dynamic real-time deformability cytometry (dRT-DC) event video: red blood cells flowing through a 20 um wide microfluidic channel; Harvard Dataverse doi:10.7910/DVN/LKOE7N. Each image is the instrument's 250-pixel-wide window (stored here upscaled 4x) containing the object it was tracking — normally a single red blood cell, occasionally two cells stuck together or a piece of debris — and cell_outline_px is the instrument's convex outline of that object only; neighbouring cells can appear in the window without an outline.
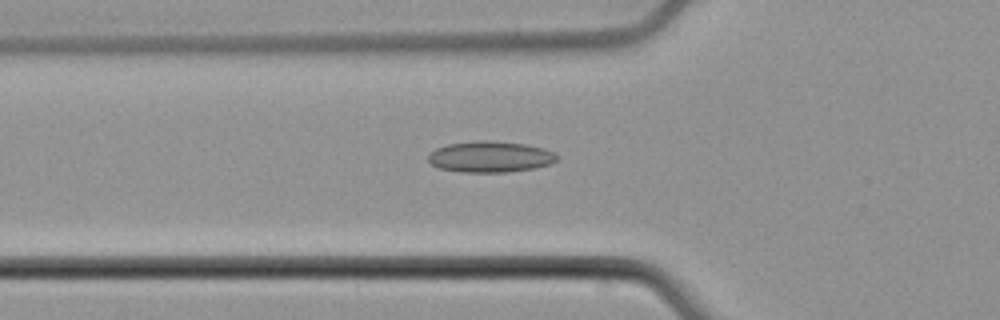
{"species": "common noctule bat (a hibernating species)", "species_latin": "Nyctalus noctula", "temperature_condition": "cold", "stored_images_in_passage": 49, "camera_frame_rate_fps": 3000, "um_per_image_px": 0.085, "animal": {"sex": "male", "body_mass_g": 21.5, "forearm_length_mm": 52.0}, "frame": {"image": 1, "passage_image": 14, "time_ms": 4.333, "image_size_px": [1000, 320], "cell_outline_px": [[556, 160], [548, 164], [532, 168], [504, 172], [464, 172], [440, 168], [432, 164], [428, 160], [428, 156], [436, 148], [448, 144], [476, 140], [488, 140], [524, 144], [544, 148], [556, 152]], "centroid_in_image_um": [41.66, 13.31], "position_along_channel_um": 84.1, "area_um2": 23.06}}
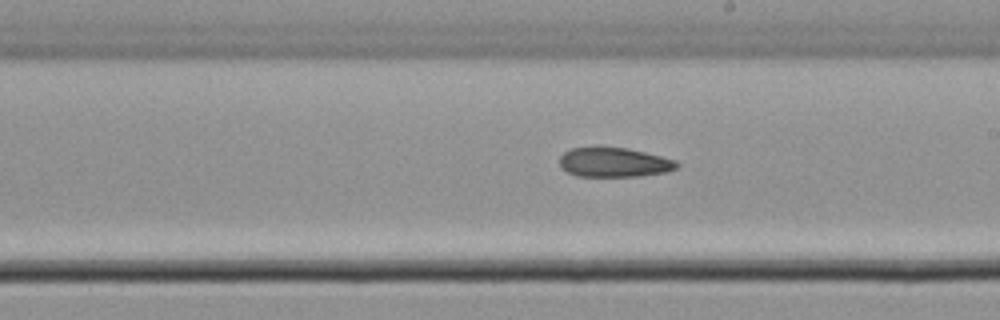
{"frame": {"image": 2, "passage_image": 26, "time_ms": 8.333, "image_size_px": [1000, 320], "cell_outline_px": [[680, 164], [676, 168], [668, 172], [640, 176], [576, 176], [560, 168], [560, 156], [564, 152], [572, 148], [628, 148], [676, 160]], "centroid_in_image_um": [52.21, 13.81], "position_along_channel_um": 236.8, "area_um2": 20.0}}
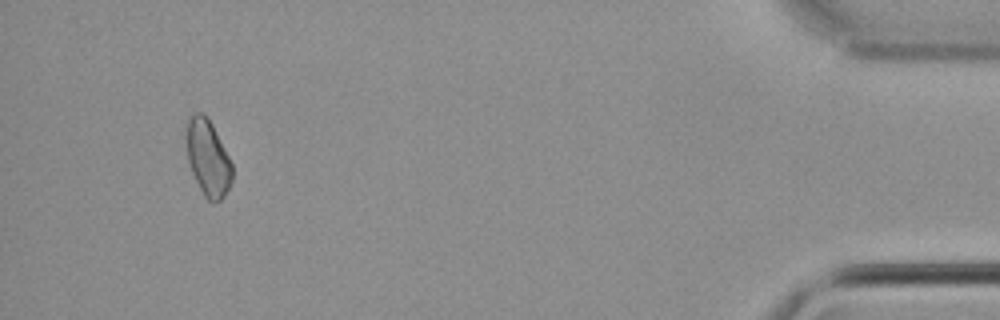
{"frame": {"image": 3, "passage_image": 46, "time_ms": 15.0, "image_size_px": [1000, 320], "cell_outline_px": [[232, 180], [224, 196], [220, 200], [212, 204], [204, 196], [192, 172], [188, 160], [188, 120], [192, 112], [200, 112], [212, 124], [232, 164]], "centroid_in_image_um": [17.69, 13.47], "position_along_channel_um": 417.5, "area_um2": 19.71}}